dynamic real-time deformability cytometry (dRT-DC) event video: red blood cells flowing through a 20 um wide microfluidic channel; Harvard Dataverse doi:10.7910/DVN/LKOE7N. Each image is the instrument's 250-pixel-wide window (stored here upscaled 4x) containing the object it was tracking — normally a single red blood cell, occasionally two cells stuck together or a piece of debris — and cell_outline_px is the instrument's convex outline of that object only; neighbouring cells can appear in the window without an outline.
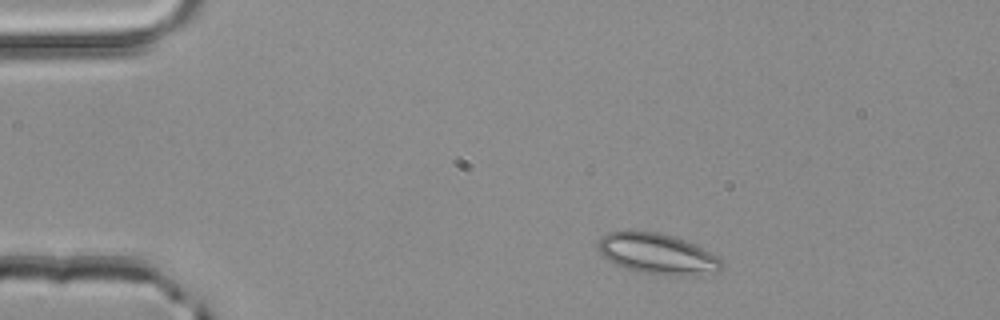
{"species": "common noctule bat (a hibernating species)", "species_latin": "Nyctalus noctula", "temperature_condition": "room temperature", "stored_images_in_passage": 2, "camera_frame_rate_fps": 3000, "um_per_image_px": 0.085, "animal": {"sex": "male", "body_mass_g": 20.4}, "frame": {"image": 1, "passage_image": 1, "time_ms": 0.0, "image_size_px": [1000, 320], "cell_outline_px": [[720, 272], [696, 276], [672, 276], [644, 272], [624, 268], [608, 260], [596, 248], [596, 244], [608, 232], [628, 228], [656, 232], [672, 236], [696, 244], [716, 256], [720, 260]], "centroid_in_image_um": [55.84, 21.56], "position_along_channel_um": 29.2, "area_um2": 29.71}}